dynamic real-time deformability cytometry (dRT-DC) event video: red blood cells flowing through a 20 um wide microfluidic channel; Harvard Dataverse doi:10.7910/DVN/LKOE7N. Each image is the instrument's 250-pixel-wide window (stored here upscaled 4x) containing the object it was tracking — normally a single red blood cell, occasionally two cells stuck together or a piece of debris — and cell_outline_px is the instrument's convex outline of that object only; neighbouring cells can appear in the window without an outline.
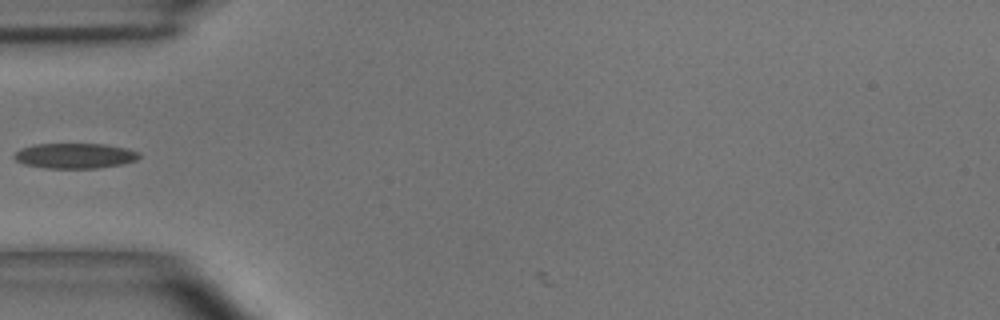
{"species": "common noctule bat (a hibernating species)", "species_latin": "Nyctalus noctula", "temperature_condition": "room temperature", "stored_images_in_passage": 3, "camera_frame_rate_fps": 3000, "um_per_image_px": 0.085, "animal": {"sex": "male", "body_mass_g": 15.6}, "frame": {"image": 1, "passage_image": 1, "time_ms": 0.0, "image_size_px": [1000, 320], "cell_outline_px": [[140, 156], [136, 160], [120, 164], [96, 168], [44, 168], [24, 164], [16, 160], [12, 156], [20, 148], [32, 144], [104, 144], [124, 148], [140, 152]], "centroid_in_image_um": [6.32, 13.23], "position_along_channel_um": 78.7, "area_um2": 18.32}}